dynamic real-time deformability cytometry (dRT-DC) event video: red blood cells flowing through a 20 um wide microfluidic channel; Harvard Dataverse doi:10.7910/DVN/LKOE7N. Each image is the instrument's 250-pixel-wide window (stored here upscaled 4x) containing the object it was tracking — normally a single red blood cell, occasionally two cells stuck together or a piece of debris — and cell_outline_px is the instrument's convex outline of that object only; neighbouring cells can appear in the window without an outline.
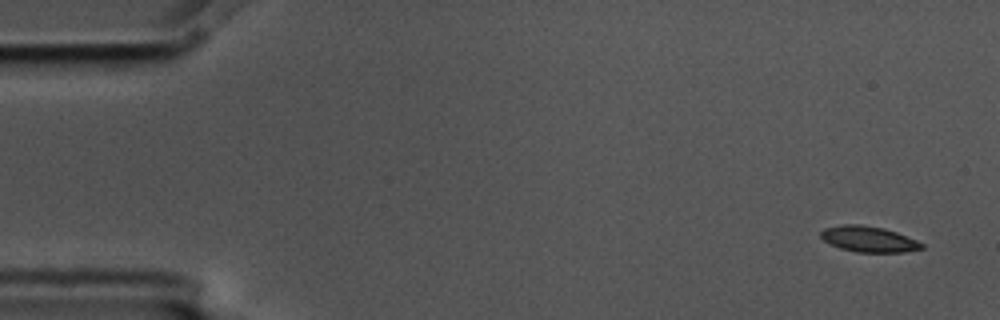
{"species": "common noctule bat (a hibernating species)", "species_latin": "Nyctalus noctula", "temperature_condition": "cold", "stored_images_in_passage": 6, "camera_frame_rate_fps": 3000, "um_per_image_px": 0.085, "animal": {"sex": "male", "body_mass_g": 17.5, "forearm_length_mm": 52.3}, "frame": {"image": 1, "passage_image": 1, "time_ms": 0.0, "image_size_px": [1000, 320], "cell_outline_px": [[924, 248], [904, 252], [856, 252], [840, 248], [824, 240], [820, 236], [820, 232], [824, 228], [844, 224], [860, 224], [884, 228], [896, 232], [916, 240], [924, 244]], "centroid_in_image_um": [73.84, 20.32], "position_along_channel_um": 11.2, "area_um2": 15.09}}
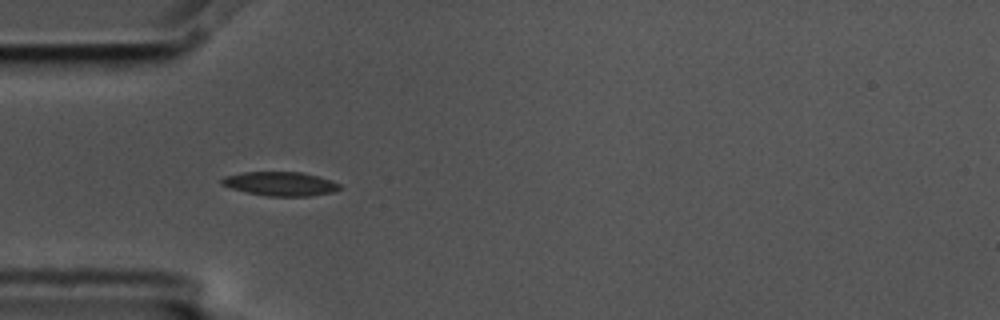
{"frame": {"image": 2, "passage_image": 5, "time_ms": 1.333, "image_size_px": [1000, 320], "cell_outline_px": [[340, 188], [332, 192], [308, 196], [268, 196], [248, 192], [232, 188], [220, 184], [220, 180], [224, 176], [244, 172], [304, 172], [320, 176], [332, 180], [340, 184]], "centroid_in_image_um": [23.84, 15.61], "position_along_channel_um": 61.2, "area_um2": 16.47}}